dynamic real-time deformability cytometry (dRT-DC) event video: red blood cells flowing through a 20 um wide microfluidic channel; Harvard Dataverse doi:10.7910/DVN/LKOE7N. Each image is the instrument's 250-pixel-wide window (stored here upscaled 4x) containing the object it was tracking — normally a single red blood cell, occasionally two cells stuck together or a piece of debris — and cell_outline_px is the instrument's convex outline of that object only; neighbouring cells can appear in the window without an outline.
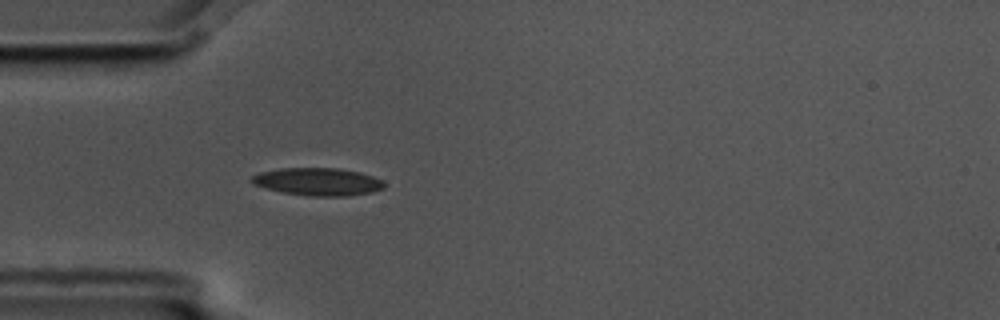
{"species": "common noctule bat (a hibernating species)", "species_latin": "Nyctalus noctula", "temperature_condition": "cold", "stored_images_in_passage": 3, "camera_frame_rate_fps": 3000, "um_per_image_px": 0.085, "animal": {"sex": "male", "body_mass_g": 17.5, "forearm_length_mm": 52.3}, "frame": {"image": 1, "passage_image": 3, "time_ms": 0.667, "image_size_px": [1000, 320], "cell_outline_px": [[384, 188], [372, 192], [348, 196], [308, 196], [284, 192], [264, 188], [252, 184], [248, 180], [252, 176], [260, 172], [280, 168], [340, 168], [372, 176], [380, 180], [384, 184]], "centroid_in_image_um": [26.96, 15.45], "position_along_channel_um": 58.0, "area_um2": 21.33}}